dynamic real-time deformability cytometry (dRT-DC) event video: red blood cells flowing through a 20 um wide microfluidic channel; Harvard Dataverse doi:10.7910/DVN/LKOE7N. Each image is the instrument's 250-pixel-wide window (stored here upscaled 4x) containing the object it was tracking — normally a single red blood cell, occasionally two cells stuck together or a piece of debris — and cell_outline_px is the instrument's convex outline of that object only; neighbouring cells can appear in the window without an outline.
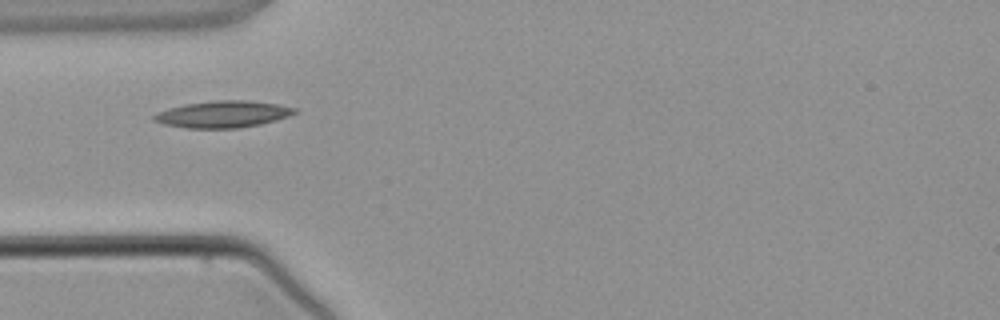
{"species": "common noctule bat (a hibernating species)", "species_latin": "Nyctalus noctula", "temperature_condition": "warm", "stored_images_in_passage": 5, "camera_frame_rate_fps": 3000, "um_per_image_px": 0.085, "animal": {"sex": "male", "body_mass_g": 21.5, "forearm_length_mm": 52.0}, "frame": {"image": 1, "passage_image": 5, "time_ms": 5.0, "image_size_px": [1000, 320], "cell_outline_px": [[300, 112], [276, 120], [260, 124], [236, 128], [188, 128], [164, 124], [152, 120], [152, 116], [156, 112], [168, 108], [184, 104], [216, 100], [248, 100], [280, 104], [300, 108]], "centroid_in_image_um": [18.99, 9.69], "position_along_channel_um": 66.0, "area_um2": 22.2}}